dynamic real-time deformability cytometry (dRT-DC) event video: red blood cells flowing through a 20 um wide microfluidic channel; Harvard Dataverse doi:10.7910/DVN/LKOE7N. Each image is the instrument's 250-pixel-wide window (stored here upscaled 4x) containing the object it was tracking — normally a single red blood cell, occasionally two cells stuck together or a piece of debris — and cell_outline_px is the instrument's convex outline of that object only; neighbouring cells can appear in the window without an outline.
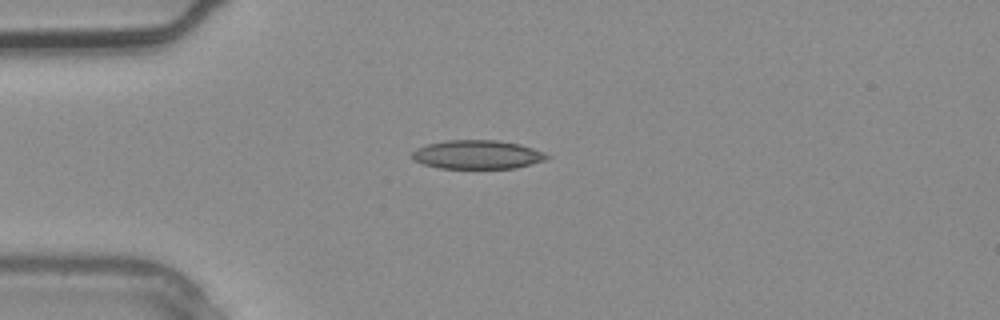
{"species": "common noctule bat (a hibernating species)", "species_latin": "Nyctalus noctula", "temperature_condition": "warm", "stored_images_in_passage": 3, "camera_frame_rate_fps": 3000, "um_per_image_px": 0.085, "animal": {"sex": "male", "body_mass_g": 20.4}, "frame": {"image": 1, "passage_image": 3, "time_ms": 0.667, "image_size_px": [1000, 320], "cell_outline_px": [[552, 156], [544, 160], [516, 168], [440, 168], [424, 164], [416, 160], [412, 156], [412, 152], [416, 148], [428, 144], [448, 140], [496, 140], [520, 144], [544, 152]], "centroid_in_image_um": [40.6, 13.13], "position_along_channel_um": 44.4, "area_um2": 22.43}}